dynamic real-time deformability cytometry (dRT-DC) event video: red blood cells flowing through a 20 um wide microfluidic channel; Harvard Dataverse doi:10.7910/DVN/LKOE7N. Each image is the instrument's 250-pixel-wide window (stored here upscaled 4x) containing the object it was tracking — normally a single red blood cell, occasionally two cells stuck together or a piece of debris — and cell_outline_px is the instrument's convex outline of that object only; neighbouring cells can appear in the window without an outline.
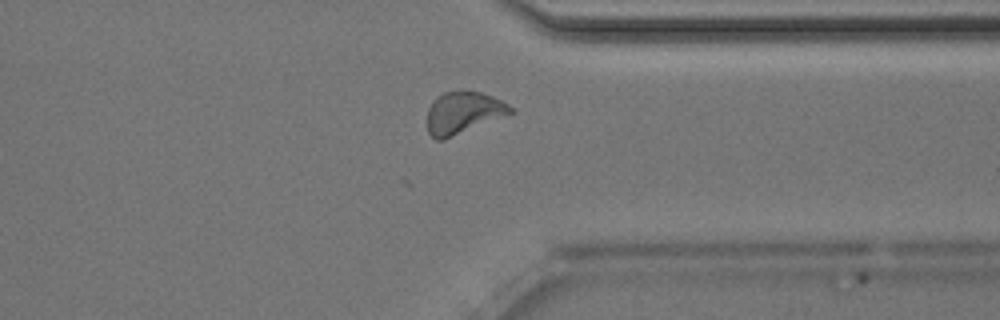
{"species": "Egyptian fruit bat (a non-hibernating species)", "species_latin": "Rousettus aegyptiacus", "temperature_condition": "room temperature", "stored_images_in_passage": 42, "camera_frame_rate_fps": 3000, "um_per_image_px": 0.085, "animal": {"sex": "male"}, "frame": {"image": 1, "passage_image": 31, "time_ms": 10.0, "image_size_px": [1000, 320], "cell_outline_px": [[516, 112], [444, 140], [436, 140], [428, 132], [428, 108], [432, 100], [436, 96], [444, 92], [464, 88], [480, 92], [492, 96], [508, 104]], "centroid_in_image_um": [39.37, 9.55], "position_along_channel_um": 372.0, "area_um2": 20.87}}